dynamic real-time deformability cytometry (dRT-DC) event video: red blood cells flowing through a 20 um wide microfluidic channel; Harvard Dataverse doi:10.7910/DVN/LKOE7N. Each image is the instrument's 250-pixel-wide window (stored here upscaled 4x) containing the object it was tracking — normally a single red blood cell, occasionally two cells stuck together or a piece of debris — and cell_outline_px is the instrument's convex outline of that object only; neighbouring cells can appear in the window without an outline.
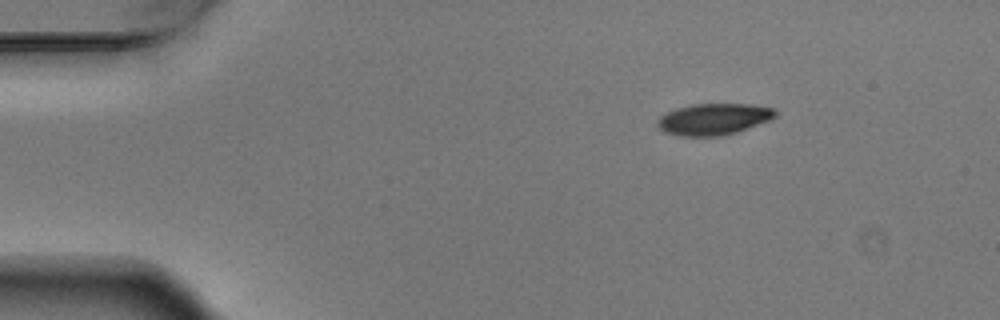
{"species": "Egyptian fruit bat (a non-hibernating species)", "species_latin": "Rousettus aegyptiacus", "temperature_condition": "warm", "stored_images_in_passage": 4, "segment_of_instrument_passage": [1, 2], "camera_frame_rate_fps": 3000, "um_per_image_px": 0.085, "animal": {"sex": "male"}, "frame": {"image": 1, "passage_image": 1, "time_ms": 0.0, "image_size_px": [1000, 320], "cell_outline_px": [[776, 116], [772, 120], [736, 132], [720, 136], [680, 136], [664, 132], [656, 124], [656, 120], [660, 116], [676, 108], [692, 104], [752, 104], [776, 108]], "centroid_in_image_um": [60.68, 10.12], "position_along_channel_um": 24.3, "area_um2": 21.79}}